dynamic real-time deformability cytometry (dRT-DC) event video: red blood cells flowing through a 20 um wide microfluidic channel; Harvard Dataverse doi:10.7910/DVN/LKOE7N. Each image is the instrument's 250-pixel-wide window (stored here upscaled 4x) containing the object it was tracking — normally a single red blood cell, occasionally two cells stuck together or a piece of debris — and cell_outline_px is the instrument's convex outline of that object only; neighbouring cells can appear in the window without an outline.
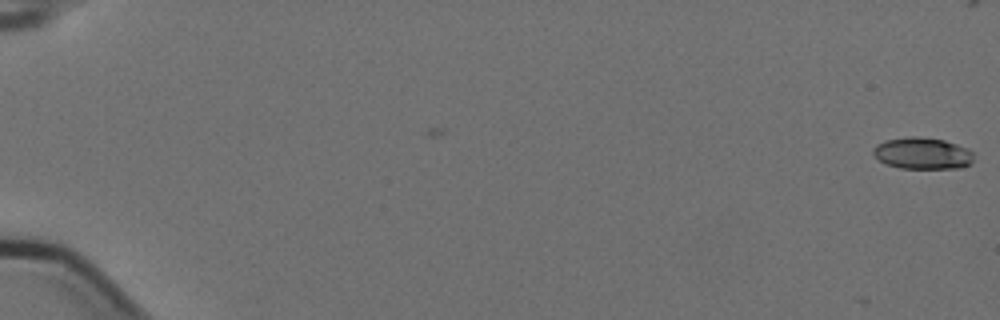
{"species": "Egyptian fruit bat (a non-hibernating species)", "species_latin": "Rousettus aegyptiacus", "temperature_condition": "cold", "stored_images_in_passage": 3, "camera_frame_rate_fps": 3000, "um_per_image_px": 0.085, "animal": {"sex": "female"}, "frame": {"image": 1, "passage_image": 3, "time_ms": 0.667, "image_size_px": [1000, 320], "cell_outline_px": [[972, 164], [960, 168], [900, 168], [888, 164], [880, 160], [872, 152], [872, 148], [876, 144], [888, 140], [912, 136], [916, 136], [944, 140], [968, 148], [972, 152]], "centroid_in_image_um": [78.43, 13.03], "position_along_channel_um": 6.6, "area_um2": 18.38}}